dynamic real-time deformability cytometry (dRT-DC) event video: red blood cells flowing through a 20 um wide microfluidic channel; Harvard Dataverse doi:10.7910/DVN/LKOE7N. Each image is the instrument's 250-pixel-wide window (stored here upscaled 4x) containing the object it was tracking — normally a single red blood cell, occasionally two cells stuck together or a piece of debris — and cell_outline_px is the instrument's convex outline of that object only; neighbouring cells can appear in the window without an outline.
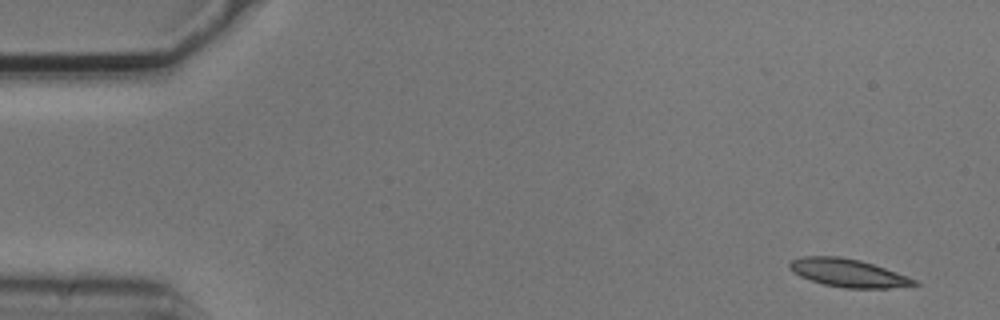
{"species": "common noctule bat (a hibernating species)", "species_latin": "Nyctalus noctula", "temperature_condition": "cold", "stored_images_in_passage": 4, "camera_frame_rate_fps": 3000, "um_per_image_px": 0.085, "animal": {"sex": "male", "body_mass_g": 20.5, "forearm_length_mm": 52.5}, "frame": {"image": 1, "passage_image": 1, "time_ms": 0.0, "image_size_px": [1000, 320], "cell_outline_px": [[920, 284], [888, 288], [844, 288], [824, 284], [800, 276], [792, 272], [788, 268], [788, 264], [792, 260], [804, 256], [840, 256], [860, 260], [908, 276], [916, 280]], "centroid_in_image_um": [72.06, 23.19], "position_along_channel_um": 12.9, "area_um2": 20.23}}